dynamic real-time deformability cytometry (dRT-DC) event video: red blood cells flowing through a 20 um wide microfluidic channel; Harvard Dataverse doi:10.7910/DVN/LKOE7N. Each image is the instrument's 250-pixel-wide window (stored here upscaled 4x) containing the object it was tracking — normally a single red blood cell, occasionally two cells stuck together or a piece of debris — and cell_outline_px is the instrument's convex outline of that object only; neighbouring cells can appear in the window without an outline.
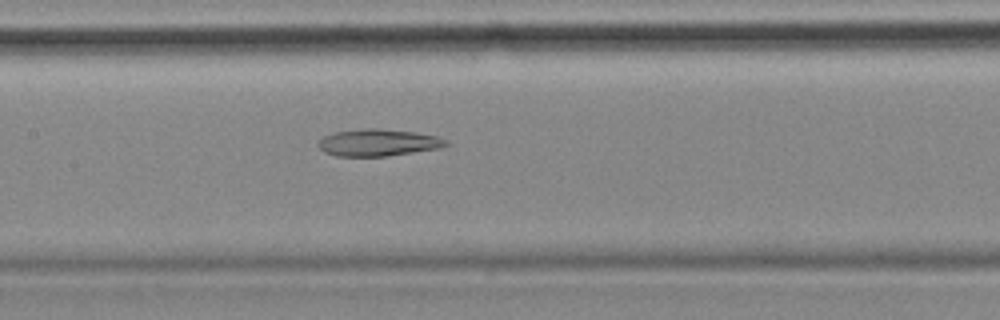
{"species": "common noctule bat (a hibernating species)", "species_latin": "Nyctalus noctula", "temperature_condition": "cold", "stored_images_in_passage": 39, "camera_frame_rate_fps": 3000, "um_per_image_px": 0.085, "animal": {"sex": "female", "body_mass_g": 18.4}, "frame": {"image": 1, "passage_image": 17, "time_ms": 5.333, "image_size_px": [1000, 320], "cell_outline_px": [[448, 144], [440, 148], [388, 156], [336, 156], [324, 152], [316, 144], [324, 136], [336, 132], [364, 128], [380, 128], [412, 132], [436, 136], [448, 140]], "centroid_in_image_um": [32.13, 12.12], "position_along_channel_um": 175.3, "area_um2": 20.0}}
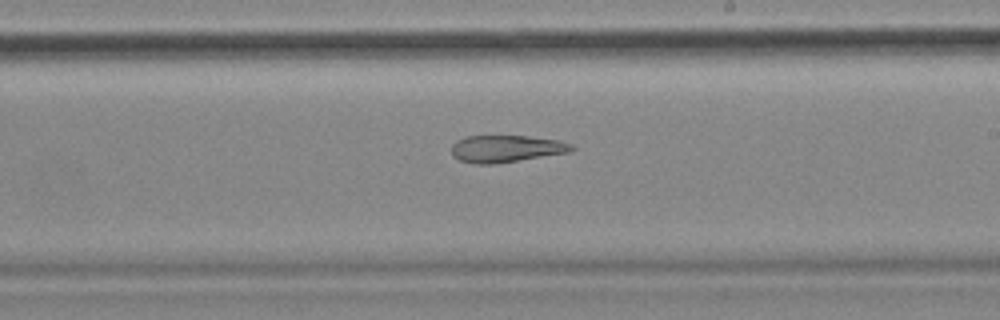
{"frame": {"image": 2, "passage_image": 23, "time_ms": 7.333, "image_size_px": [1000, 320], "cell_outline_px": [[576, 148], [568, 152], [492, 164], [476, 164], [460, 160], [452, 156], [452, 144], [456, 140], [464, 136], [528, 136], [556, 140], [572, 144]], "centroid_in_image_um": [42.97, 12.63], "position_along_channel_um": 246.0, "area_um2": 18.73}}
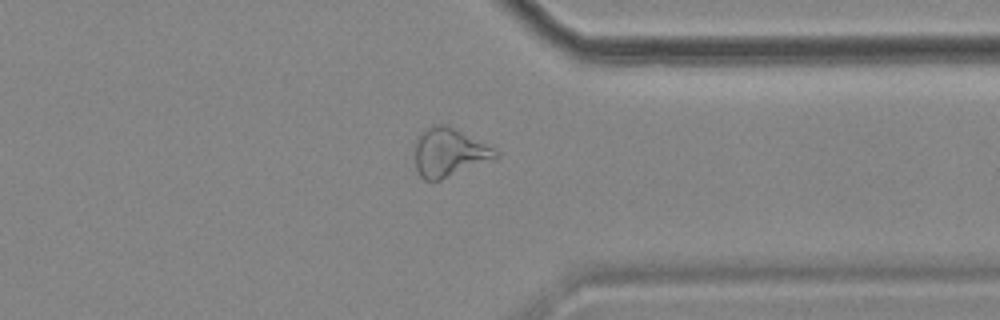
{"frame": {"image": 3, "passage_image": 34, "time_ms": 11.0, "image_size_px": [1000, 320], "cell_outline_px": [[500, 156], [440, 180], [424, 180], [420, 176], [416, 168], [416, 136], [424, 128], [436, 124], [448, 124], [500, 152]], "centroid_in_image_um": [38.14, 12.93], "position_along_channel_um": 373.3, "area_um2": 22.6}, "authors_computed_cell_mechanics": {"area_um2": 20.808, "velocity_mm_per_s": 3.5576, "shape_relaxation_time_tau1_ms": null, "shape_relaxation_time_tau2_ms": 8.7954, "deformation_change_tau1": null, "deformation_change_tau2": 0.2069}}